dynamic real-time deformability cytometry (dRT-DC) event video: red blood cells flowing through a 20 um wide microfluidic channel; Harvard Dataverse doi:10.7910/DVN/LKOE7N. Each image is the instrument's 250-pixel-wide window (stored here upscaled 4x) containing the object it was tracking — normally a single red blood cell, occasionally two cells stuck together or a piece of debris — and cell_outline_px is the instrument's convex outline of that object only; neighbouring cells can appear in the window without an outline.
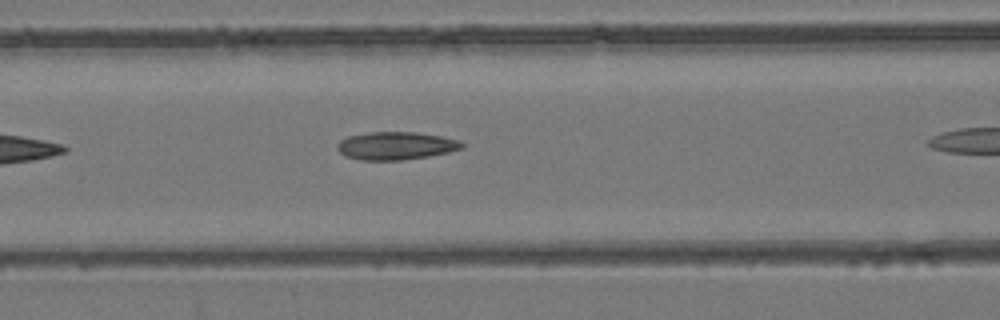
{"species": "common noctule bat (a hibernating species)", "species_latin": "Nyctalus noctula", "temperature_condition": "room temperature", "stored_images_in_passage": 15, "camera_frame_rate_fps": 3000, "um_per_image_px": 0.085, "animal": {"sex": "female", "body_mass_g": 24.6, "forearm_length_mm": 56.2}, "frame": {"image": 1, "passage_image": 5, "time_ms": 1.333, "image_size_px": [1000, 320], "cell_outline_px": [[464, 148], [448, 152], [428, 156], [404, 160], [360, 160], [344, 156], [336, 148], [336, 144], [340, 140], [348, 136], [372, 132], [416, 132], [440, 136], [460, 140], [464, 144]], "centroid_in_image_um": [33.64, 12.39], "position_along_channel_um": 133.0, "area_um2": 20.35}}
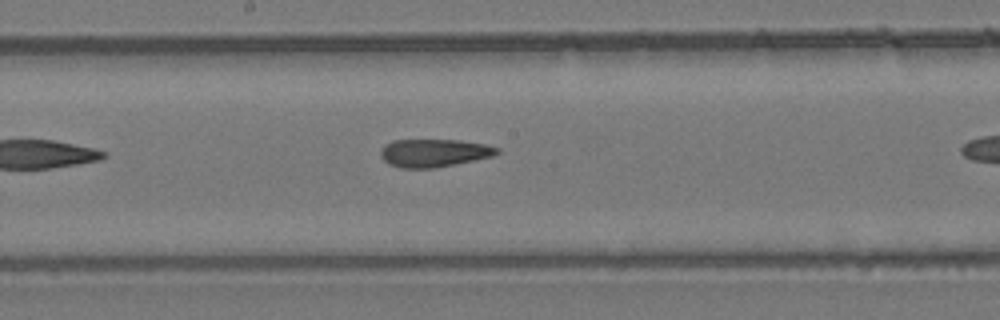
{"frame": {"image": 2, "passage_image": 11, "time_ms": 3.333, "image_size_px": [1000, 320], "cell_outline_px": [[500, 152], [492, 156], [436, 168], [400, 168], [388, 164], [380, 156], [380, 148], [384, 144], [392, 140], [460, 140], [484, 144], [500, 148]], "centroid_in_image_um": [36.84, 13.0], "position_along_channel_um": 211.4, "area_um2": 19.07}}